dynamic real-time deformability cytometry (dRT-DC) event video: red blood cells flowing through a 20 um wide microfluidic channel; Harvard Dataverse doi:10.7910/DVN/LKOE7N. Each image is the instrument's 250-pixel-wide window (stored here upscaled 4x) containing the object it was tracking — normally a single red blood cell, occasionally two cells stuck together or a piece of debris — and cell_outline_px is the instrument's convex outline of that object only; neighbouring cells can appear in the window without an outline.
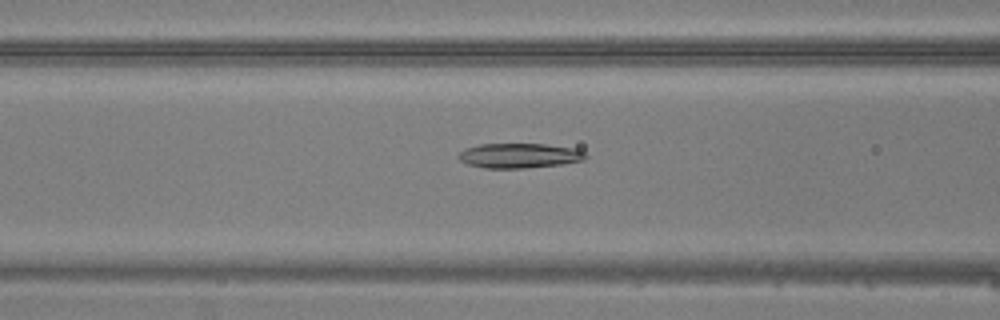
{"species": "common noctule bat (a hibernating species)", "species_latin": "Nyctalus noctula", "temperature_condition": "warm", "stored_images_in_passage": 46, "camera_frame_rate_fps": 3000, "um_per_image_px": 0.085, "animal": {"sex": "male", "body_mass_g": 20.5, "forearm_length_mm": 52.5}, "frame": {"image": 1, "passage_image": 18, "time_ms": 5.667, "image_size_px": [1000, 320], "cell_outline_px": [[588, 156], [584, 160], [564, 164], [524, 168], [484, 168], [468, 164], [460, 160], [456, 156], [464, 148], [480, 144], [544, 144], [576, 148], [584, 152]], "centroid_in_image_um": [44.15, 13.23], "position_along_channel_um": 122.5, "area_um2": 18.5}}
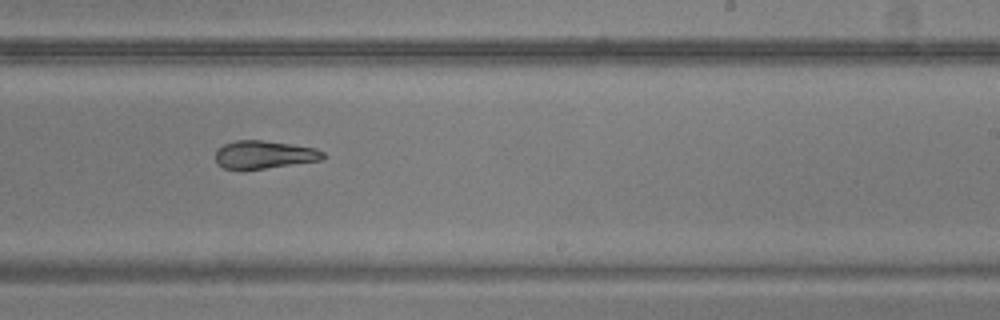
{"frame": {"image": 2, "passage_image": 28, "time_ms": 9.0, "image_size_px": [1000, 320], "cell_outline_px": [[328, 156], [324, 160], [240, 172], [224, 168], [216, 164], [216, 148], [224, 144], [236, 140], [264, 140], [292, 144], [316, 148], [324, 152]], "centroid_in_image_um": [22.45, 13.17], "position_along_channel_um": 266.5, "area_um2": 18.32}}
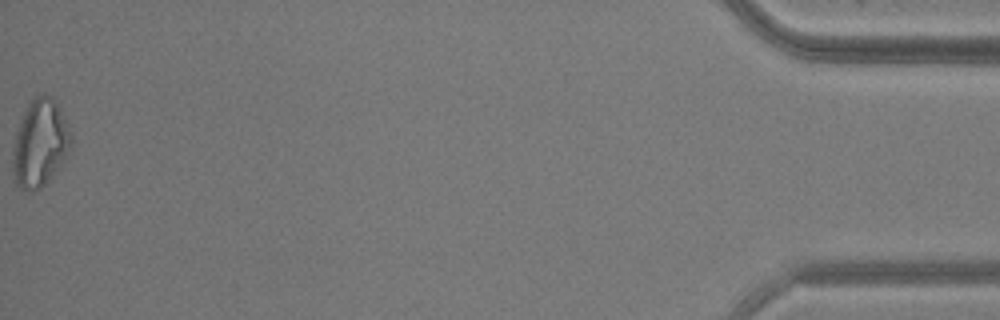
{"frame": {"image": 3, "passage_image": 46, "time_ms": 15.0, "image_size_px": [1000, 320], "cell_outline_px": [[72, 144], [64, 156], [44, 184], [40, 188], [28, 192], [20, 188], [16, 184], [12, 172], [12, 148], [16, 132], [20, 120], [28, 104], [36, 96], [44, 92], [52, 96], [60, 108], [72, 136]], "centroid_in_image_um": [3.35, 12.14], "position_along_channel_um": 431.8, "area_um2": 29.3}}